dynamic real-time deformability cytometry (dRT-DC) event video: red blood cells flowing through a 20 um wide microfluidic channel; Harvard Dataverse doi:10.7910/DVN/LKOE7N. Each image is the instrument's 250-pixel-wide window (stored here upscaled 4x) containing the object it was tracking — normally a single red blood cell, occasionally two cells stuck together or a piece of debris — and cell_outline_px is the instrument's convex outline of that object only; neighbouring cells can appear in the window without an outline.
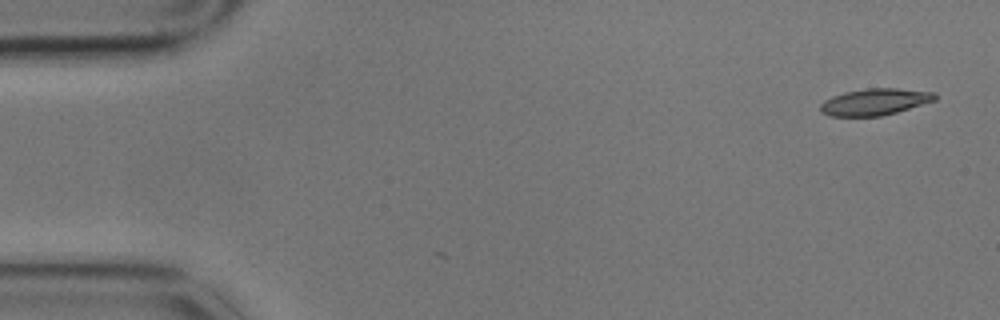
{"species": "common noctule bat (a hibernating species)", "species_latin": "Nyctalus noctula", "temperature_condition": "cold", "stored_images_in_passage": 4, "camera_frame_rate_fps": 3000, "um_per_image_px": 0.085, "animal": {"sex": "male", "body_mass_g": 17.9}, "frame": {"image": 1, "passage_image": 1, "time_ms": 0.0, "image_size_px": [1000, 320], "cell_outline_px": [[936, 100], [896, 112], [880, 116], [828, 116], [820, 112], [820, 104], [824, 100], [832, 96], [844, 92], [868, 88], [896, 88], [936, 92]], "centroid_in_image_um": [74.33, 8.65], "position_along_channel_um": 10.7, "area_um2": 17.8}}